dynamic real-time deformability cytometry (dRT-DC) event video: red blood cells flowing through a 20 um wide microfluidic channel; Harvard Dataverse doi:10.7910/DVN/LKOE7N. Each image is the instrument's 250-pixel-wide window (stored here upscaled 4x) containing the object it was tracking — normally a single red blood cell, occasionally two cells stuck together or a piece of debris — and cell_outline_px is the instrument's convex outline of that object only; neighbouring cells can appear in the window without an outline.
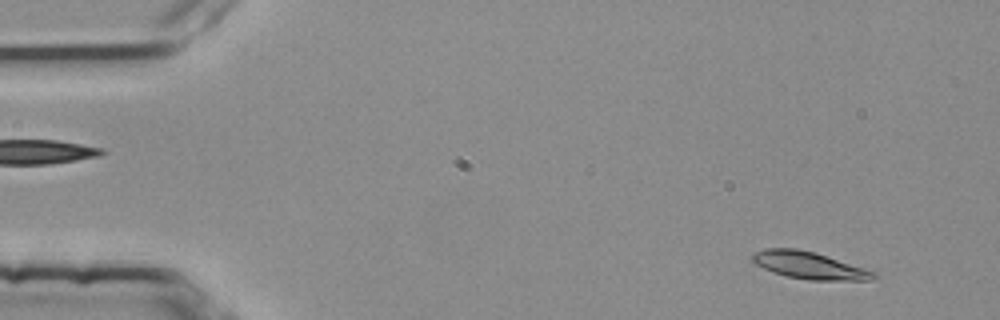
{"species": "common noctule bat (a hibernating species)", "species_latin": "Nyctalus noctula", "temperature_condition": "room temperature", "stored_images_in_passage": 49, "camera_frame_rate_fps": 3000, "um_per_image_px": 0.085, "animal": {"sex": "female", "body_mass_g": 25.1}, "frame": {"image": 1, "passage_image": 2, "time_ms": 0.333, "image_size_px": [1000, 320], "cell_outline_px": [[876, 276], [872, 280], [808, 280], [788, 276], [772, 272], [756, 264], [752, 260], [752, 256], [756, 252], [764, 248], [796, 248], [816, 252], [876, 272]], "centroid_in_image_um": [68.78, 22.55], "position_along_channel_um": 16.2, "area_um2": 19.07}}
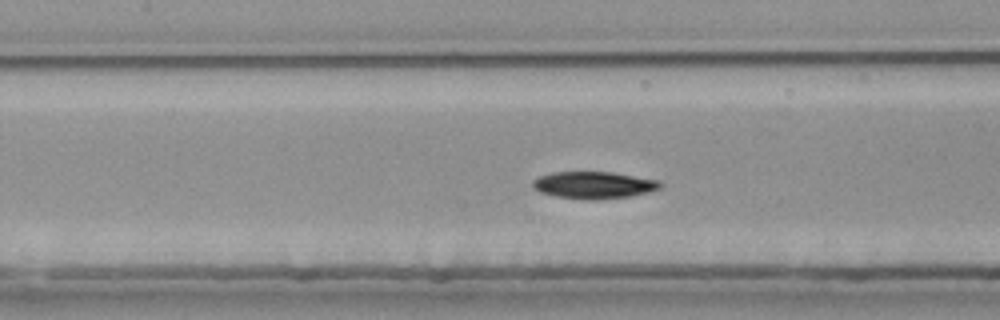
{"frame": {"image": 2, "passage_image": 22, "time_ms": 7.0, "image_size_px": [1000, 320], "cell_outline_px": [[660, 188], [648, 192], [632, 196], [592, 200], [588, 200], [556, 196], [540, 192], [532, 184], [532, 180], [540, 176], [552, 172], [612, 172], [660, 180]], "centroid_in_image_um": [50.48, 15.73], "position_along_channel_um": 156.9, "area_um2": 20.0}}
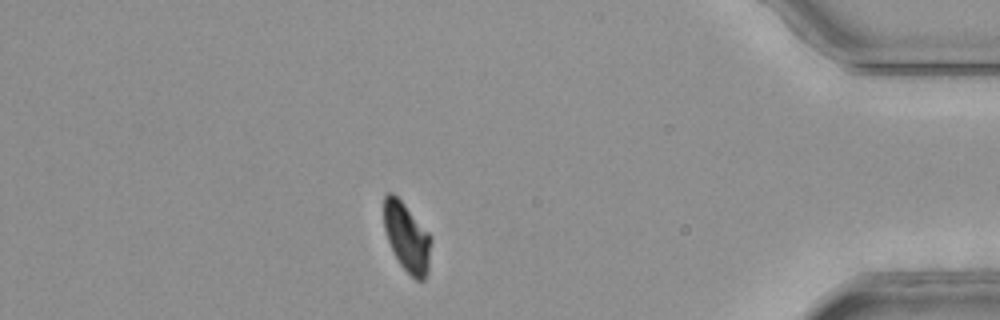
{"frame": {"image": 3, "passage_image": 45, "time_ms": 14.667, "image_size_px": [1000, 320], "cell_outline_px": [[432, 240], [428, 272], [424, 280], [416, 280], [400, 264], [388, 240], [384, 228], [384, 196], [388, 192], [392, 192], [404, 204], [428, 232]], "centroid_in_image_um": [34.6, 20.18], "position_along_channel_um": 400.6, "area_um2": 18.67}, "authors_computed_cell_mechanics": {"area_um2": 19.5942, "velocity_mm_per_s": 3.7549, "shape_relaxation_time_tau1_ms": 4.1522, "shape_relaxation_time_tau2_ms": null, "deformation_change_tau1": 0.1425, "deformation_change_tau2": null}}